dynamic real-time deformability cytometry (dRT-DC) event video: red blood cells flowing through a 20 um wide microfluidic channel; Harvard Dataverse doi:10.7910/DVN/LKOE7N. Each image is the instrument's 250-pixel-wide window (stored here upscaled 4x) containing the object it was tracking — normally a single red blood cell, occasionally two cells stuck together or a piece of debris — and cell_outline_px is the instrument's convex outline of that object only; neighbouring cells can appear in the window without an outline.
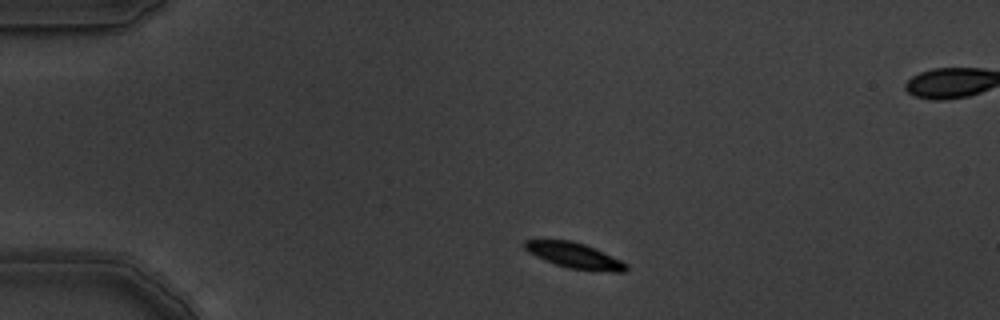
{"species": "common noctule bat (a hibernating species)", "species_latin": "Nyctalus noctula", "temperature_condition": "warm", "stored_images_in_passage": 10, "camera_frame_rate_fps": 3000, "um_per_image_px": 0.085, "animal": {"sex": "male", "body_mass_g": 19.5, "forearm_length_mm": 54.6}, "frame": {"image": 1, "passage_image": 2, "time_ms": 0.333, "image_size_px": [1000, 320], "cell_outline_px": [[628, 268], [624, 272], [612, 272], [568, 268], [544, 260], [528, 252], [524, 248], [524, 240], [572, 240], [584, 244], [620, 260], [628, 264]], "centroid_in_image_um": [48.82, 21.72], "position_along_channel_um": 36.2, "area_um2": 14.91}}